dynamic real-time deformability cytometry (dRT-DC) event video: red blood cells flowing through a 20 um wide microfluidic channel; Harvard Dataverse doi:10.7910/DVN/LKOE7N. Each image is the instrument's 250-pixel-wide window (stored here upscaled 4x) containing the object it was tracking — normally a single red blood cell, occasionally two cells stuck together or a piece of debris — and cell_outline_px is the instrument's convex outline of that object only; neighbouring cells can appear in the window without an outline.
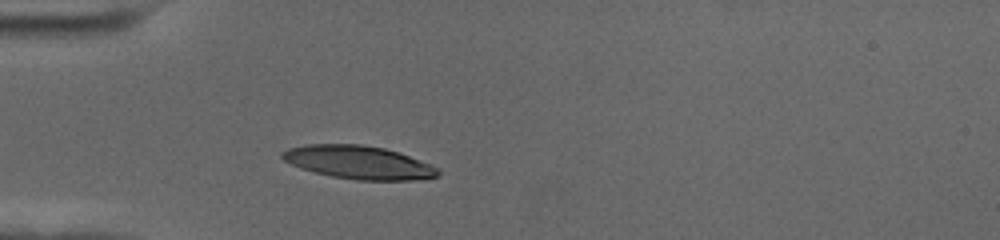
{"species": "human", "species_latin": "Homo sapiens", "temperature_condition": "cold", "stored_images_in_passage": 3, "camera_frame_rate_fps": 3000, "um_per_image_px": 0.085, "donor": {"sex": "female"}, "frame": {"image": 1, "passage_image": 3, "time_ms": 0.667, "image_size_px": [1000, 240], "cell_outline_px": [[432, 176], [348, 176], [312, 148], [376, 148], [392, 152], [404, 156], [412, 160]], "centroid_in_image_um": [31.56, 13.81], "position_along_channel_um": 53.4, "area_um2": 16.42}}